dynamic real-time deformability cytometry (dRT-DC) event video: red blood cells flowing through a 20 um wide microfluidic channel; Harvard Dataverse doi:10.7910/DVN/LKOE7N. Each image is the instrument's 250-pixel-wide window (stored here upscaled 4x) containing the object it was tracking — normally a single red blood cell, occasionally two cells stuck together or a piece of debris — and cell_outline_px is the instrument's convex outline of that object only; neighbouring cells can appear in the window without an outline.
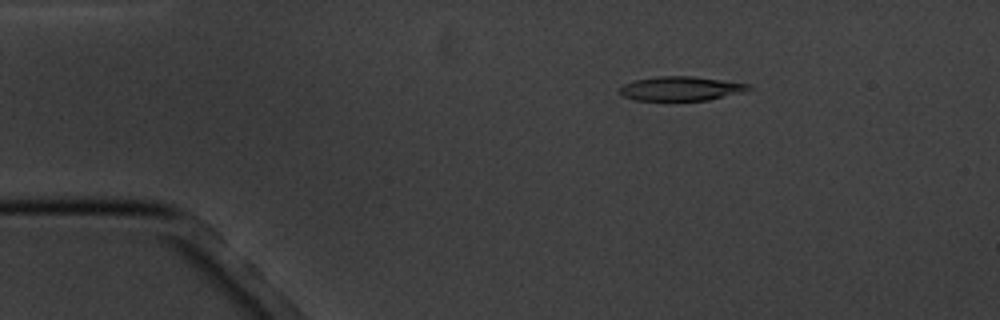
{"species": "common noctule bat (a hibernating species)", "species_latin": "Nyctalus noctula", "temperature_condition": "cold", "stored_images_in_passage": 5, "camera_frame_rate_fps": 3000, "um_per_image_px": 0.085, "animal": {"sex": "male", "body_mass_g": 20.1, "forearm_length_mm": 53.5}, "frame": {"image": 1, "passage_image": 2, "time_ms": 1.0, "image_size_px": [1000, 320], "cell_outline_px": [[752, 88], [744, 92], [708, 100], [636, 100], [624, 96], [620, 92], [620, 88], [624, 84], [636, 80], [656, 76], [692, 76], [748, 84]], "centroid_in_image_um": [57.88, 7.53], "position_along_channel_um": 27.1, "area_um2": 17.92}}